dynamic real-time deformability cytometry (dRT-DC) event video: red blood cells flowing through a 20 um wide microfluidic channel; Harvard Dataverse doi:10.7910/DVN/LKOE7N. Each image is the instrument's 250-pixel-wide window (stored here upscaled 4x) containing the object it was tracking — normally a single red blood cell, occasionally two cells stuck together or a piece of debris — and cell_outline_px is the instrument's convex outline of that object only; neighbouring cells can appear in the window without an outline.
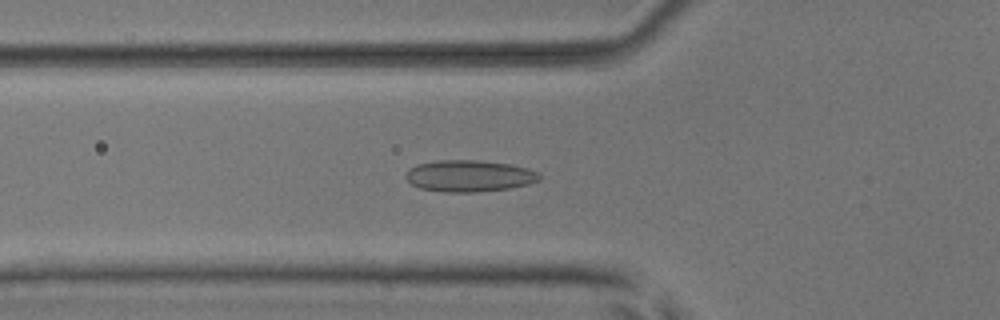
{"species": "common noctule bat (a hibernating species)", "species_latin": "Nyctalus noctula", "temperature_condition": "room temperature", "stored_images_in_passage": 54, "camera_frame_rate_fps": 3000, "um_per_image_px": 0.085, "animal": {"sex": "male", "body_mass_g": 17.9, "forearm_length_mm": 54.2}, "frame": {"image": 1, "passage_image": 20, "time_ms": 6.333, "image_size_px": [1000, 320], "cell_outline_px": [[540, 180], [528, 184], [508, 188], [476, 192], [444, 192], [420, 188], [412, 184], [404, 176], [408, 168], [416, 164], [440, 160], [476, 160], [512, 164], [528, 168], [536, 172], [540, 176]], "centroid_in_image_um": [39.86, 14.95], "position_along_channel_um": 85.9, "area_um2": 24.62}}
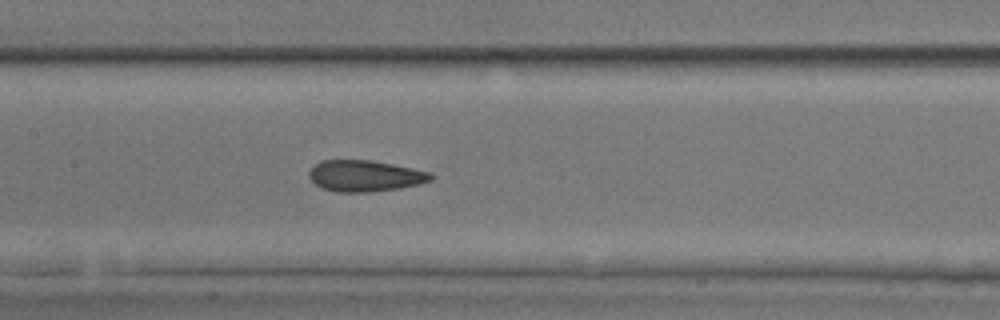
{"frame": {"image": 2, "passage_image": 27, "time_ms": 8.667, "image_size_px": [1000, 320], "cell_outline_px": [[436, 176], [432, 180], [400, 188], [372, 192], [336, 192], [320, 188], [308, 176], [308, 172], [320, 160], [372, 160], [412, 168], [428, 172]], "centroid_in_image_um": [31.0, 14.95], "position_along_channel_um": 176.4, "area_um2": 22.2}}
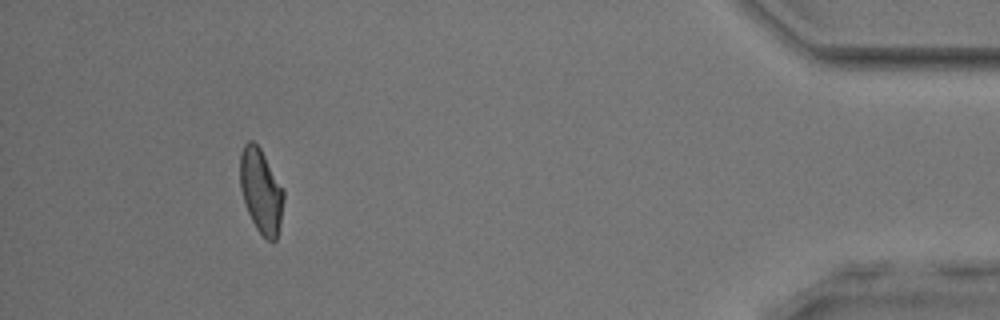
{"frame": {"image": 3, "passage_image": 50, "time_ms": 16.333, "image_size_px": [1000, 320], "cell_outline_px": [[284, 200], [280, 224], [276, 240], [272, 244], [256, 228], [248, 212], [240, 188], [240, 156], [244, 144], [248, 140], [252, 140], [260, 148], [284, 188]], "centroid_in_image_um": [22.2, 16.23], "position_along_channel_um": 413.0, "area_um2": 21.44}, "authors_computed_cell_mechanics": {"area_um2": 22.253, "velocity_mm_per_s": 3.8691, "shape_relaxation_time_tau1_ms": null, "shape_relaxation_time_tau2_ms": 1.9395, "deformation_change_tau1": null, "deformation_change_tau2": 0.0884}}